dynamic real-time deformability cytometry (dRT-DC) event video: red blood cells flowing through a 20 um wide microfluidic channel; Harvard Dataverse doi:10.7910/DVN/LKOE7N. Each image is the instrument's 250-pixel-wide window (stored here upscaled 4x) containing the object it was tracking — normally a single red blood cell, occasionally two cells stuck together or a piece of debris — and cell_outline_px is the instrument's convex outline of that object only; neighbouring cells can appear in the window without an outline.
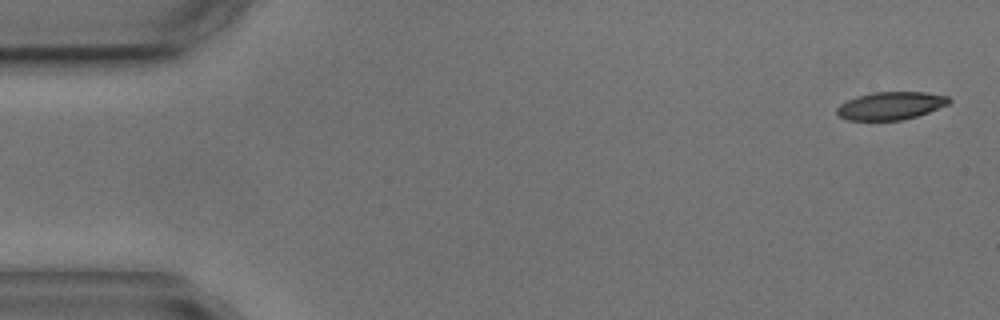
{"species": "common noctule bat (a hibernating species)", "species_latin": "Nyctalus noctula", "temperature_condition": "cold", "stored_images_in_passage": 3, "segment_of_instrument_passage": [2, 2], "camera_frame_rate_fps": 3000, "um_per_image_px": 0.085, "animal": {"sex": "male", "body_mass_g": 17.9, "forearm_length_mm": 54.2}, "frame": {"image": 1, "passage_image": 3, "time_ms": 2.333, "image_size_px": [1000, 320], "cell_outline_px": [[952, 100], [948, 104], [928, 112], [904, 120], [848, 120], [840, 116], [836, 112], [836, 108], [840, 104], [856, 96], [872, 92], [924, 92], [948, 96]], "centroid_in_image_um": [75.7, 8.98], "position_along_channel_um": 9.3, "area_um2": 18.15}}